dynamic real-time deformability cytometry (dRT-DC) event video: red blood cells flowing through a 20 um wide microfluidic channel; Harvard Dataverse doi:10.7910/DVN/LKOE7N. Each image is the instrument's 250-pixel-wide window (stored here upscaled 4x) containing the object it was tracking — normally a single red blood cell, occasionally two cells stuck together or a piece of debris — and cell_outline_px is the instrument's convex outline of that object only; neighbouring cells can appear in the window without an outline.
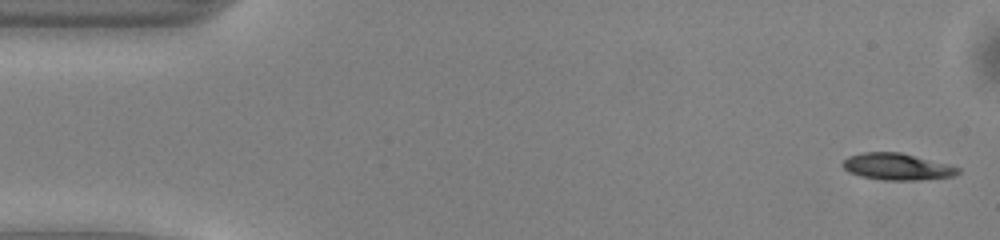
{"species": "common noctule bat (a hibernating species)", "species_latin": "Nyctalus noctula", "temperature_condition": "warm", "stored_images_in_passage": 51, "camera_frame_rate_fps": 3000, "um_per_image_px": 0.085, "animal": {"sex": "male", "body_mass_g": 13.0, "forearm_length_mm": 53.1}, "frame": {"image": 1, "passage_image": 1, "time_ms": 0.0, "image_size_px": [1000, 240], "cell_outline_px": [[960, 172], [956, 176], [920, 180], [884, 180], [860, 176], [848, 172], [844, 168], [844, 160], [848, 156], [860, 152], [900, 152], [948, 164], [960, 168]], "centroid_in_image_um": [76.26, 14.17], "position_along_channel_um": 8.7, "area_um2": 17.98}}
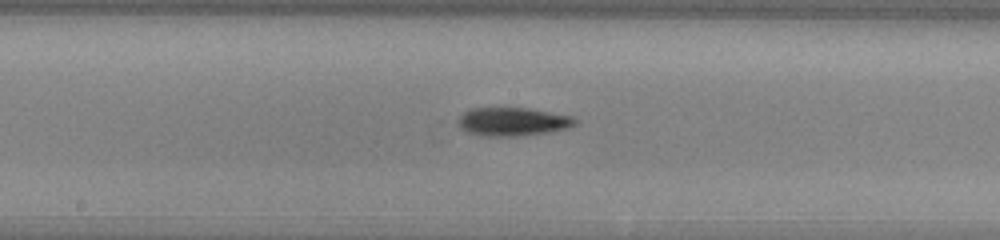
{"frame": {"image": 2, "passage_image": 25, "time_ms": 8.0, "image_size_px": [1000, 240], "cell_outline_px": [[576, 124], [568, 128], [548, 132], [516, 136], [484, 136], [464, 132], [456, 124], [456, 120], [464, 112], [472, 108], [528, 108], [572, 116], [576, 120]], "centroid_in_image_um": [43.52, 10.35], "position_along_channel_um": 204.7, "area_um2": 19.48}}
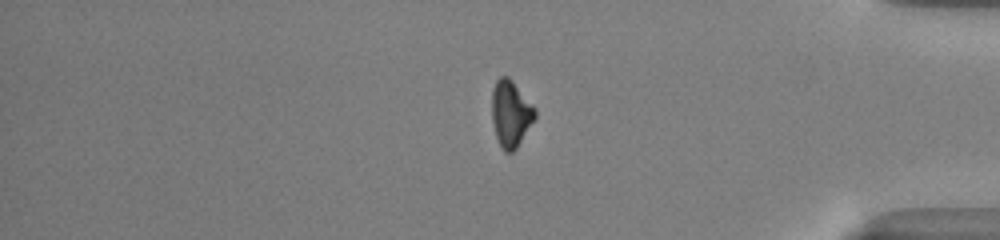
{"frame": {"image": 3, "passage_image": 41, "time_ms": 13.333, "image_size_px": [1000, 240], "cell_outline_px": [[536, 120], [516, 148], [512, 152], [504, 152], [496, 136], [492, 120], [492, 88], [496, 80], [500, 76], [508, 76], [512, 80], [536, 108]], "centroid_in_image_um": [43.43, 9.65], "position_along_channel_um": 391.8, "area_um2": 16.88}, "authors_computed_cell_mechanics": {"area_um2": 17.9758, "velocity_mm_per_s": 4.0625, "shape_relaxation_time_tau1_ms": 2.6259, "shape_relaxation_time_tau2_ms": null, "deformation_change_tau1": 0.1139, "deformation_change_tau2": null}}